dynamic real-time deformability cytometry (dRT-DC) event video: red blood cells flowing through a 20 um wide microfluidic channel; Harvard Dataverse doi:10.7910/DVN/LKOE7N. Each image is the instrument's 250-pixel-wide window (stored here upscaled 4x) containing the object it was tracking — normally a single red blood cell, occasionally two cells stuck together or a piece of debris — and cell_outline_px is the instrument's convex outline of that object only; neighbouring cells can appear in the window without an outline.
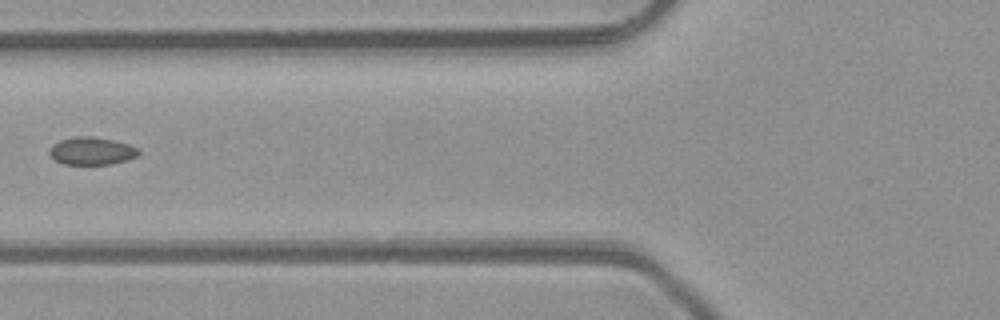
{"species": "common noctule bat (a hibernating species)", "species_latin": "Nyctalus noctula", "temperature_condition": "room temperature", "stored_images_in_passage": 7, "camera_frame_rate_fps": 3000, "um_per_image_px": 0.085, "animal": {"sex": "male", "body_mass_g": 23.1, "forearm_length_mm": 52.7}, "frame": {"image": 1, "passage_image": 6, "time_ms": 6.0, "image_size_px": [1000, 320], "cell_outline_px": [[140, 152], [136, 156], [128, 160], [108, 164], [64, 164], [56, 160], [48, 152], [48, 148], [52, 144], [60, 140], [76, 136], [92, 136], [112, 140], [128, 144], [136, 148]], "centroid_in_image_um": [7.76, 12.82], "position_along_channel_um": 118.0, "area_um2": 14.28}}
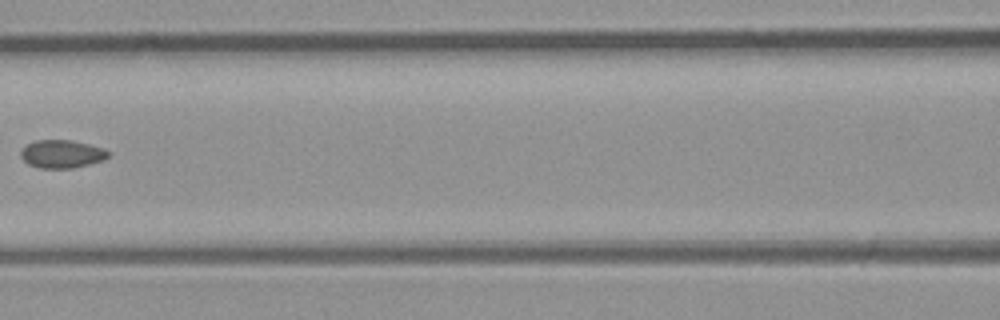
{"frame": {"image": 2, "passage_image": 7, "time_ms": 7.0, "image_size_px": [1000, 320], "cell_outline_px": [[112, 152], [104, 160], [72, 168], [40, 168], [28, 164], [20, 156], [20, 152], [28, 144], [36, 140], [72, 140], [104, 148]], "centroid_in_image_um": [5.28, 13.08], "position_along_channel_um": 161.3, "area_um2": 14.28}}